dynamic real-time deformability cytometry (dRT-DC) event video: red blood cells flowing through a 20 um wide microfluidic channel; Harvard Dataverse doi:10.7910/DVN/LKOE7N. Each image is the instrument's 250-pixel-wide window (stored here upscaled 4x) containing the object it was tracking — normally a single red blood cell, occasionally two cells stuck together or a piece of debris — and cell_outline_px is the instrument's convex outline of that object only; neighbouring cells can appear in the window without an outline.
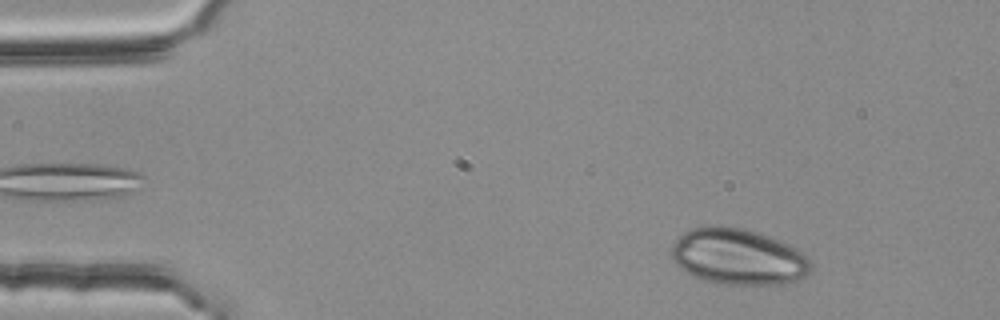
{"species": "common noctule bat (a hibernating species)", "species_latin": "Nyctalus noctula", "temperature_condition": "room temperature", "stored_images_in_passage": 47, "camera_frame_rate_fps": 3000, "um_per_image_px": 0.085, "animal": {"sex": "female", "body_mass_g": 25.1}, "frame": {"image": 1, "passage_image": 4, "time_ms": 1.0, "image_size_px": [1000, 320], "cell_outline_px": [[812, 268], [804, 276], [796, 280], [784, 284], [716, 284], [692, 276], [680, 268], [672, 260], [672, 244], [684, 232], [692, 228], [720, 224], [760, 232], [808, 256], [812, 260]], "centroid_in_image_um": [62.71, 21.82], "position_along_channel_um": 22.3, "area_um2": 45.55}}
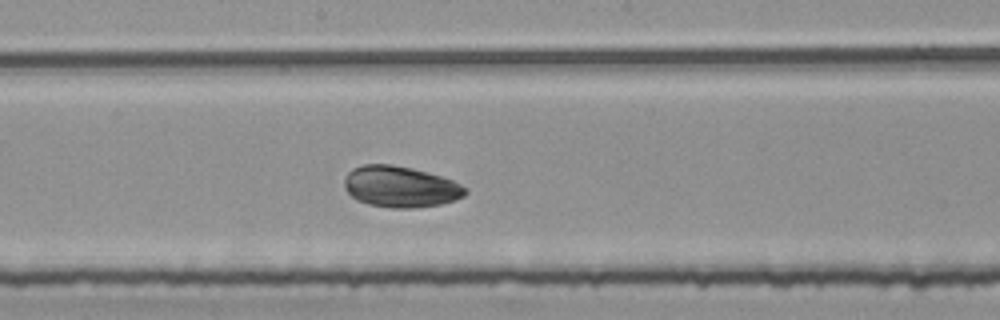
{"frame": {"image": 2, "passage_image": 26, "time_ms": 8.333, "image_size_px": [1000, 320], "cell_outline_px": [[468, 192], [464, 196], [440, 204], [412, 208], [392, 208], [368, 204], [356, 200], [348, 192], [344, 184], [344, 176], [352, 168], [364, 164], [388, 164], [412, 168], [440, 176], [452, 180], [468, 188]], "centroid_in_image_um": [34.01, 15.87], "position_along_channel_um": 214.2, "area_um2": 28.96}}
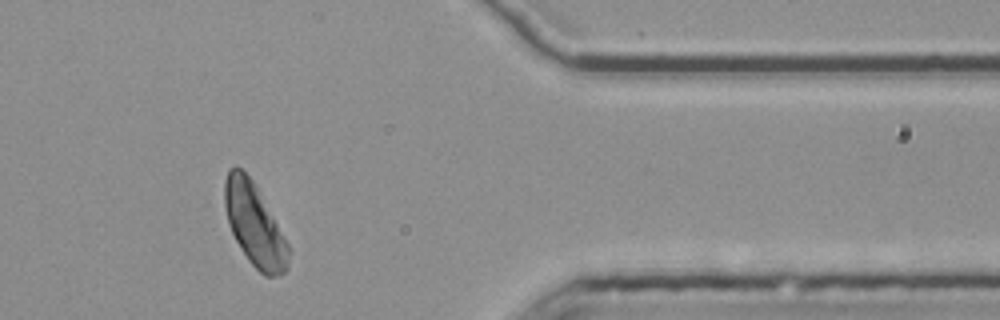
{"frame": {"image": 3, "passage_image": 42, "time_ms": 13.667, "image_size_px": [1000, 320], "cell_outline_px": [[288, 268], [280, 276], [264, 276], [248, 260], [236, 240], [228, 224], [224, 204], [224, 180], [228, 168], [236, 164], [252, 180], [260, 192], [288, 244]], "centroid_in_image_um": [21.6, 19.07], "position_along_channel_um": 389.8, "area_um2": 30.52}}